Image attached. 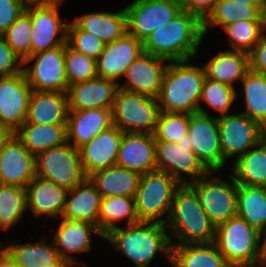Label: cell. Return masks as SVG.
Listing matches in <instances>:
<instances>
[{
	"instance_id": "obj_1",
	"label": "cell",
	"mask_w": 266,
	"mask_h": 267,
	"mask_svg": "<svg viewBox=\"0 0 266 267\" xmlns=\"http://www.w3.org/2000/svg\"><path fill=\"white\" fill-rule=\"evenodd\" d=\"M167 28L155 29L142 43L143 52L172 61L192 60L204 39L203 22L182 10L167 22Z\"/></svg>"
},
{
	"instance_id": "obj_2",
	"label": "cell",
	"mask_w": 266,
	"mask_h": 267,
	"mask_svg": "<svg viewBox=\"0 0 266 267\" xmlns=\"http://www.w3.org/2000/svg\"><path fill=\"white\" fill-rule=\"evenodd\" d=\"M189 61L168 64L157 98L161 112L208 114L199 101L206 78L205 70L203 66L190 65Z\"/></svg>"
},
{
	"instance_id": "obj_3",
	"label": "cell",
	"mask_w": 266,
	"mask_h": 267,
	"mask_svg": "<svg viewBox=\"0 0 266 267\" xmlns=\"http://www.w3.org/2000/svg\"><path fill=\"white\" fill-rule=\"evenodd\" d=\"M116 250L128 257L137 267H148L158 252H164L171 263L172 243L165 224L139 222L126 229H111L104 237Z\"/></svg>"
},
{
	"instance_id": "obj_4",
	"label": "cell",
	"mask_w": 266,
	"mask_h": 267,
	"mask_svg": "<svg viewBox=\"0 0 266 267\" xmlns=\"http://www.w3.org/2000/svg\"><path fill=\"white\" fill-rule=\"evenodd\" d=\"M166 228L172 232V244L212 243L215 225L204 212L197 193L189 185H181L171 203ZM178 239L174 243L172 240Z\"/></svg>"
},
{
	"instance_id": "obj_5",
	"label": "cell",
	"mask_w": 266,
	"mask_h": 267,
	"mask_svg": "<svg viewBox=\"0 0 266 267\" xmlns=\"http://www.w3.org/2000/svg\"><path fill=\"white\" fill-rule=\"evenodd\" d=\"M262 235L236 215L216 226L214 243L231 267H260L263 256V243H260Z\"/></svg>"
},
{
	"instance_id": "obj_6",
	"label": "cell",
	"mask_w": 266,
	"mask_h": 267,
	"mask_svg": "<svg viewBox=\"0 0 266 267\" xmlns=\"http://www.w3.org/2000/svg\"><path fill=\"white\" fill-rule=\"evenodd\" d=\"M160 112L156 98L119 87L112 107L113 125L124 133L153 134Z\"/></svg>"
},
{
	"instance_id": "obj_7",
	"label": "cell",
	"mask_w": 266,
	"mask_h": 267,
	"mask_svg": "<svg viewBox=\"0 0 266 267\" xmlns=\"http://www.w3.org/2000/svg\"><path fill=\"white\" fill-rule=\"evenodd\" d=\"M177 180L161 171L145 173L141 176L135 194L136 212L140 222L165 224L175 192L181 187Z\"/></svg>"
},
{
	"instance_id": "obj_8",
	"label": "cell",
	"mask_w": 266,
	"mask_h": 267,
	"mask_svg": "<svg viewBox=\"0 0 266 267\" xmlns=\"http://www.w3.org/2000/svg\"><path fill=\"white\" fill-rule=\"evenodd\" d=\"M157 171L165 172L182 185H189L207 176L211 171L193 152L192 143L187 133L177 143L155 141ZM189 175L182 177V174Z\"/></svg>"
},
{
	"instance_id": "obj_9",
	"label": "cell",
	"mask_w": 266,
	"mask_h": 267,
	"mask_svg": "<svg viewBox=\"0 0 266 267\" xmlns=\"http://www.w3.org/2000/svg\"><path fill=\"white\" fill-rule=\"evenodd\" d=\"M35 161L36 176L52 181L67 190L87 178L82 168L79 150L68 142L39 152L35 156Z\"/></svg>"
},
{
	"instance_id": "obj_10",
	"label": "cell",
	"mask_w": 266,
	"mask_h": 267,
	"mask_svg": "<svg viewBox=\"0 0 266 267\" xmlns=\"http://www.w3.org/2000/svg\"><path fill=\"white\" fill-rule=\"evenodd\" d=\"M214 173L217 172L211 171L189 186L197 193L204 212L216 227L237 214V182L231 174L229 183L212 177Z\"/></svg>"
},
{
	"instance_id": "obj_11",
	"label": "cell",
	"mask_w": 266,
	"mask_h": 267,
	"mask_svg": "<svg viewBox=\"0 0 266 267\" xmlns=\"http://www.w3.org/2000/svg\"><path fill=\"white\" fill-rule=\"evenodd\" d=\"M127 16V33L144 40L182 11L180 0H134L124 7Z\"/></svg>"
},
{
	"instance_id": "obj_12",
	"label": "cell",
	"mask_w": 266,
	"mask_h": 267,
	"mask_svg": "<svg viewBox=\"0 0 266 267\" xmlns=\"http://www.w3.org/2000/svg\"><path fill=\"white\" fill-rule=\"evenodd\" d=\"M217 119L223 167L232 156L238 159L266 137V130L242 113L221 115Z\"/></svg>"
},
{
	"instance_id": "obj_13",
	"label": "cell",
	"mask_w": 266,
	"mask_h": 267,
	"mask_svg": "<svg viewBox=\"0 0 266 267\" xmlns=\"http://www.w3.org/2000/svg\"><path fill=\"white\" fill-rule=\"evenodd\" d=\"M32 61V67L23 68L32 90L67 92L69 83L64 64V45L32 54L23 61V65L27 66Z\"/></svg>"
},
{
	"instance_id": "obj_14",
	"label": "cell",
	"mask_w": 266,
	"mask_h": 267,
	"mask_svg": "<svg viewBox=\"0 0 266 267\" xmlns=\"http://www.w3.org/2000/svg\"><path fill=\"white\" fill-rule=\"evenodd\" d=\"M61 4L27 5L26 12L32 22L31 55L66 44L68 24L60 17L58 8Z\"/></svg>"
},
{
	"instance_id": "obj_15",
	"label": "cell",
	"mask_w": 266,
	"mask_h": 267,
	"mask_svg": "<svg viewBox=\"0 0 266 267\" xmlns=\"http://www.w3.org/2000/svg\"><path fill=\"white\" fill-rule=\"evenodd\" d=\"M188 134L193 152L212 172L223 168V155L217 117L200 112L190 114Z\"/></svg>"
},
{
	"instance_id": "obj_16",
	"label": "cell",
	"mask_w": 266,
	"mask_h": 267,
	"mask_svg": "<svg viewBox=\"0 0 266 267\" xmlns=\"http://www.w3.org/2000/svg\"><path fill=\"white\" fill-rule=\"evenodd\" d=\"M31 92L23 71L0 78V121L15 132L26 122Z\"/></svg>"
},
{
	"instance_id": "obj_17",
	"label": "cell",
	"mask_w": 266,
	"mask_h": 267,
	"mask_svg": "<svg viewBox=\"0 0 266 267\" xmlns=\"http://www.w3.org/2000/svg\"><path fill=\"white\" fill-rule=\"evenodd\" d=\"M163 58L142 52L127 68L125 85L119 87L141 95L158 98L164 72L168 66ZM164 63V64H163Z\"/></svg>"
},
{
	"instance_id": "obj_18",
	"label": "cell",
	"mask_w": 266,
	"mask_h": 267,
	"mask_svg": "<svg viewBox=\"0 0 266 267\" xmlns=\"http://www.w3.org/2000/svg\"><path fill=\"white\" fill-rule=\"evenodd\" d=\"M35 175V155L15 135L0 148V183L25 188Z\"/></svg>"
},
{
	"instance_id": "obj_19",
	"label": "cell",
	"mask_w": 266,
	"mask_h": 267,
	"mask_svg": "<svg viewBox=\"0 0 266 267\" xmlns=\"http://www.w3.org/2000/svg\"><path fill=\"white\" fill-rule=\"evenodd\" d=\"M143 52V44L126 33L122 38L105 44L96 60L98 77L117 81L124 77L128 66Z\"/></svg>"
},
{
	"instance_id": "obj_20",
	"label": "cell",
	"mask_w": 266,
	"mask_h": 267,
	"mask_svg": "<svg viewBox=\"0 0 266 267\" xmlns=\"http://www.w3.org/2000/svg\"><path fill=\"white\" fill-rule=\"evenodd\" d=\"M123 133L113 125L78 148L87 177L97 170L116 165Z\"/></svg>"
},
{
	"instance_id": "obj_21",
	"label": "cell",
	"mask_w": 266,
	"mask_h": 267,
	"mask_svg": "<svg viewBox=\"0 0 266 267\" xmlns=\"http://www.w3.org/2000/svg\"><path fill=\"white\" fill-rule=\"evenodd\" d=\"M119 82L95 77L69 85L67 89L69 111L84 109H112Z\"/></svg>"
},
{
	"instance_id": "obj_22",
	"label": "cell",
	"mask_w": 266,
	"mask_h": 267,
	"mask_svg": "<svg viewBox=\"0 0 266 267\" xmlns=\"http://www.w3.org/2000/svg\"><path fill=\"white\" fill-rule=\"evenodd\" d=\"M116 165L141 175L156 171L154 134L123 133Z\"/></svg>"
},
{
	"instance_id": "obj_23",
	"label": "cell",
	"mask_w": 266,
	"mask_h": 267,
	"mask_svg": "<svg viewBox=\"0 0 266 267\" xmlns=\"http://www.w3.org/2000/svg\"><path fill=\"white\" fill-rule=\"evenodd\" d=\"M60 224L55 231L52 244H55L56 249L62 259L70 267L79 264L75 258H72L71 253H80L90 251L91 233L104 237L98 227L92 223L78 220H67L62 218Z\"/></svg>"
},
{
	"instance_id": "obj_24",
	"label": "cell",
	"mask_w": 266,
	"mask_h": 267,
	"mask_svg": "<svg viewBox=\"0 0 266 267\" xmlns=\"http://www.w3.org/2000/svg\"><path fill=\"white\" fill-rule=\"evenodd\" d=\"M111 126H113L112 109L68 111L67 142L78 149Z\"/></svg>"
},
{
	"instance_id": "obj_25",
	"label": "cell",
	"mask_w": 266,
	"mask_h": 267,
	"mask_svg": "<svg viewBox=\"0 0 266 267\" xmlns=\"http://www.w3.org/2000/svg\"><path fill=\"white\" fill-rule=\"evenodd\" d=\"M25 189L27 208L33 216L45 215L52 218L62 216L68 191L66 188L35 175Z\"/></svg>"
},
{
	"instance_id": "obj_26",
	"label": "cell",
	"mask_w": 266,
	"mask_h": 267,
	"mask_svg": "<svg viewBox=\"0 0 266 267\" xmlns=\"http://www.w3.org/2000/svg\"><path fill=\"white\" fill-rule=\"evenodd\" d=\"M68 111L66 92L32 90L26 123L67 124Z\"/></svg>"
},
{
	"instance_id": "obj_27",
	"label": "cell",
	"mask_w": 266,
	"mask_h": 267,
	"mask_svg": "<svg viewBox=\"0 0 266 267\" xmlns=\"http://www.w3.org/2000/svg\"><path fill=\"white\" fill-rule=\"evenodd\" d=\"M101 194L87 177L77 186L67 191L62 218L92 223L98 227Z\"/></svg>"
},
{
	"instance_id": "obj_28",
	"label": "cell",
	"mask_w": 266,
	"mask_h": 267,
	"mask_svg": "<svg viewBox=\"0 0 266 267\" xmlns=\"http://www.w3.org/2000/svg\"><path fill=\"white\" fill-rule=\"evenodd\" d=\"M141 174L117 165L100 169L88 176L103 197H135Z\"/></svg>"
},
{
	"instance_id": "obj_29",
	"label": "cell",
	"mask_w": 266,
	"mask_h": 267,
	"mask_svg": "<svg viewBox=\"0 0 266 267\" xmlns=\"http://www.w3.org/2000/svg\"><path fill=\"white\" fill-rule=\"evenodd\" d=\"M202 66L206 78L235 88V81L242 80L250 70L249 54L227 49Z\"/></svg>"
},
{
	"instance_id": "obj_30",
	"label": "cell",
	"mask_w": 266,
	"mask_h": 267,
	"mask_svg": "<svg viewBox=\"0 0 266 267\" xmlns=\"http://www.w3.org/2000/svg\"><path fill=\"white\" fill-rule=\"evenodd\" d=\"M73 22L105 44L116 41L127 33V16L124 8L115 13L101 11L83 14Z\"/></svg>"
},
{
	"instance_id": "obj_31",
	"label": "cell",
	"mask_w": 266,
	"mask_h": 267,
	"mask_svg": "<svg viewBox=\"0 0 266 267\" xmlns=\"http://www.w3.org/2000/svg\"><path fill=\"white\" fill-rule=\"evenodd\" d=\"M20 267H70L62 259L56 247L48 245L43 239L37 243L18 244L9 246L0 243Z\"/></svg>"
},
{
	"instance_id": "obj_32",
	"label": "cell",
	"mask_w": 266,
	"mask_h": 267,
	"mask_svg": "<svg viewBox=\"0 0 266 267\" xmlns=\"http://www.w3.org/2000/svg\"><path fill=\"white\" fill-rule=\"evenodd\" d=\"M173 267H231L219 252L216 244H172Z\"/></svg>"
},
{
	"instance_id": "obj_33",
	"label": "cell",
	"mask_w": 266,
	"mask_h": 267,
	"mask_svg": "<svg viewBox=\"0 0 266 267\" xmlns=\"http://www.w3.org/2000/svg\"><path fill=\"white\" fill-rule=\"evenodd\" d=\"M67 124L39 125L24 123L16 136L24 147L35 156L42 151L61 146L67 142Z\"/></svg>"
},
{
	"instance_id": "obj_34",
	"label": "cell",
	"mask_w": 266,
	"mask_h": 267,
	"mask_svg": "<svg viewBox=\"0 0 266 267\" xmlns=\"http://www.w3.org/2000/svg\"><path fill=\"white\" fill-rule=\"evenodd\" d=\"M256 148H251L233 163L231 175L237 184L266 187V137Z\"/></svg>"
},
{
	"instance_id": "obj_35",
	"label": "cell",
	"mask_w": 266,
	"mask_h": 267,
	"mask_svg": "<svg viewBox=\"0 0 266 267\" xmlns=\"http://www.w3.org/2000/svg\"><path fill=\"white\" fill-rule=\"evenodd\" d=\"M236 215L264 234L266 232V187L237 184Z\"/></svg>"
},
{
	"instance_id": "obj_36",
	"label": "cell",
	"mask_w": 266,
	"mask_h": 267,
	"mask_svg": "<svg viewBox=\"0 0 266 267\" xmlns=\"http://www.w3.org/2000/svg\"><path fill=\"white\" fill-rule=\"evenodd\" d=\"M126 220V225L139 223L136 212L135 198L127 196H110L101 199L98 216V229L104 236L115 224Z\"/></svg>"
},
{
	"instance_id": "obj_37",
	"label": "cell",
	"mask_w": 266,
	"mask_h": 267,
	"mask_svg": "<svg viewBox=\"0 0 266 267\" xmlns=\"http://www.w3.org/2000/svg\"><path fill=\"white\" fill-rule=\"evenodd\" d=\"M266 21L260 6H248L231 0H218L212 12L203 21V34L206 36L210 26L222 28L236 21Z\"/></svg>"
},
{
	"instance_id": "obj_38",
	"label": "cell",
	"mask_w": 266,
	"mask_h": 267,
	"mask_svg": "<svg viewBox=\"0 0 266 267\" xmlns=\"http://www.w3.org/2000/svg\"><path fill=\"white\" fill-rule=\"evenodd\" d=\"M245 110L242 114L266 130V74L249 70L241 80Z\"/></svg>"
},
{
	"instance_id": "obj_39",
	"label": "cell",
	"mask_w": 266,
	"mask_h": 267,
	"mask_svg": "<svg viewBox=\"0 0 266 267\" xmlns=\"http://www.w3.org/2000/svg\"><path fill=\"white\" fill-rule=\"evenodd\" d=\"M27 210L26 189L0 183V231L16 225Z\"/></svg>"
},
{
	"instance_id": "obj_40",
	"label": "cell",
	"mask_w": 266,
	"mask_h": 267,
	"mask_svg": "<svg viewBox=\"0 0 266 267\" xmlns=\"http://www.w3.org/2000/svg\"><path fill=\"white\" fill-rule=\"evenodd\" d=\"M234 51L249 54L266 30V21H236L222 28Z\"/></svg>"
},
{
	"instance_id": "obj_41",
	"label": "cell",
	"mask_w": 266,
	"mask_h": 267,
	"mask_svg": "<svg viewBox=\"0 0 266 267\" xmlns=\"http://www.w3.org/2000/svg\"><path fill=\"white\" fill-rule=\"evenodd\" d=\"M64 64L69 85L84 82L98 76L97 62L64 44Z\"/></svg>"
},
{
	"instance_id": "obj_42",
	"label": "cell",
	"mask_w": 266,
	"mask_h": 267,
	"mask_svg": "<svg viewBox=\"0 0 266 267\" xmlns=\"http://www.w3.org/2000/svg\"><path fill=\"white\" fill-rule=\"evenodd\" d=\"M237 97L235 88L205 78L199 101H203L221 115H227L230 114L229 110Z\"/></svg>"
},
{
	"instance_id": "obj_43",
	"label": "cell",
	"mask_w": 266,
	"mask_h": 267,
	"mask_svg": "<svg viewBox=\"0 0 266 267\" xmlns=\"http://www.w3.org/2000/svg\"><path fill=\"white\" fill-rule=\"evenodd\" d=\"M190 114L160 112L154 134L155 141L177 143L188 133Z\"/></svg>"
},
{
	"instance_id": "obj_44",
	"label": "cell",
	"mask_w": 266,
	"mask_h": 267,
	"mask_svg": "<svg viewBox=\"0 0 266 267\" xmlns=\"http://www.w3.org/2000/svg\"><path fill=\"white\" fill-rule=\"evenodd\" d=\"M32 22L30 15L25 11L3 34L13 52L22 61L31 56Z\"/></svg>"
},
{
	"instance_id": "obj_45",
	"label": "cell",
	"mask_w": 266,
	"mask_h": 267,
	"mask_svg": "<svg viewBox=\"0 0 266 267\" xmlns=\"http://www.w3.org/2000/svg\"><path fill=\"white\" fill-rule=\"evenodd\" d=\"M66 43L73 50L97 60L105 43L95 35L80 29L74 22L67 25Z\"/></svg>"
},
{
	"instance_id": "obj_46",
	"label": "cell",
	"mask_w": 266,
	"mask_h": 267,
	"mask_svg": "<svg viewBox=\"0 0 266 267\" xmlns=\"http://www.w3.org/2000/svg\"><path fill=\"white\" fill-rule=\"evenodd\" d=\"M23 61L18 57L4 37L0 35V76H13L23 71Z\"/></svg>"
},
{
	"instance_id": "obj_47",
	"label": "cell",
	"mask_w": 266,
	"mask_h": 267,
	"mask_svg": "<svg viewBox=\"0 0 266 267\" xmlns=\"http://www.w3.org/2000/svg\"><path fill=\"white\" fill-rule=\"evenodd\" d=\"M22 0H0V35L26 11Z\"/></svg>"
},
{
	"instance_id": "obj_48",
	"label": "cell",
	"mask_w": 266,
	"mask_h": 267,
	"mask_svg": "<svg viewBox=\"0 0 266 267\" xmlns=\"http://www.w3.org/2000/svg\"><path fill=\"white\" fill-rule=\"evenodd\" d=\"M266 30L261 34L258 43L249 53L250 70L266 74Z\"/></svg>"
},
{
	"instance_id": "obj_49",
	"label": "cell",
	"mask_w": 266,
	"mask_h": 267,
	"mask_svg": "<svg viewBox=\"0 0 266 267\" xmlns=\"http://www.w3.org/2000/svg\"><path fill=\"white\" fill-rule=\"evenodd\" d=\"M182 10L197 16L202 22L212 12L218 0H180Z\"/></svg>"
},
{
	"instance_id": "obj_50",
	"label": "cell",
	"mask_w": 266,
	"mask_h": 267,
	"mask_svg": "<svg viewBox=\"0 0 266 267\" xmlns=\"http://www.w3.org/2000/svg\"><path fill=\"white\" fill-rule=\"evenodd\" d=\"M16 135L8 125L0 121V148Z\"/></svg>"
},
{
	"instance_id": "obj_51",
	"label": "cell",
	"mask_w": 266,
	"mask_h": 267,
	"mask_svg": "<svg viewBox=\"0 0 266 267\" xmlns=\"http://www.w3.org/2000/svg\"><path fill=\"white\" fill-rule=\"evenodd\" d=\"M0 267H20L1 245H0Z\"/></svg>"
},
{
	"instance_id": "obj_52",
	"label": "cell",
	"mask_w": 266,
	"mask_h": 267,
	"mask_svg": "<svg viewBox=\"0 0 266 267\" xmlns=\"http://www.w3.org/2000/svg\"><path fill=\"white\" fill-rule=\"evenodd\" d=\"M234 3H240L248 6H260L259 0H231Z\"/></svg>"
},
{
	"instance_id": "obj_53",
	"label": "cell",
	"mask_w": 266,
	"mask_h": 267,
	"mask_svg": "<svg viewBox=\"0 0 266 267\" xmlns=\"http://www.w3.org/2000/svg\"><path fill=\"white\" fill-rule=\"evenodd\" d=\"M263 256H262V266H266V232L263 234Z\"/></svg>"
},
{
	"instance_id": "obj_54",
	"label": "cell",
	"mask_w": 266,
	"mask_h": 267,
	"mask_svg": "<svg viewBox=\"0 0 266 267\" xmlns=\"http://www.w3.org/2000/svg\"><path fill=\"white\" fill-rule=\"evenodd\" d=\"M26 5L46 4V0H22Z\"/></svg>"
},
{
	"instance_id": "obj_55",
	"label": "cell",
	"mask_w": 266,
	"mask_h": 267,
	"mask_svg": "<svg viewBox=\"0 0 266 267\" xmlns=\"http://www.w3.org/2000/svg\"><path fill=\"white\" fill-rule=\"evenodd\" d=\"M259 3L262 12L266 15V0H259Z\"/></svg>"
},
{
	"instance_id": "obj_56",
	"label": "cell",
	"mask_w": 266,
	"mask_h": 267,
	"mask_svg": "<svg viewBox=\"0 0 266 267\" xmlns=\"http://www.w3.org/2000/svg\"><path fill=\"white\" fill-rule=\"evenodd\" d=\"M64 2V0H46V4L47 3H62Z\"/></svg>"
}]
</instances>
